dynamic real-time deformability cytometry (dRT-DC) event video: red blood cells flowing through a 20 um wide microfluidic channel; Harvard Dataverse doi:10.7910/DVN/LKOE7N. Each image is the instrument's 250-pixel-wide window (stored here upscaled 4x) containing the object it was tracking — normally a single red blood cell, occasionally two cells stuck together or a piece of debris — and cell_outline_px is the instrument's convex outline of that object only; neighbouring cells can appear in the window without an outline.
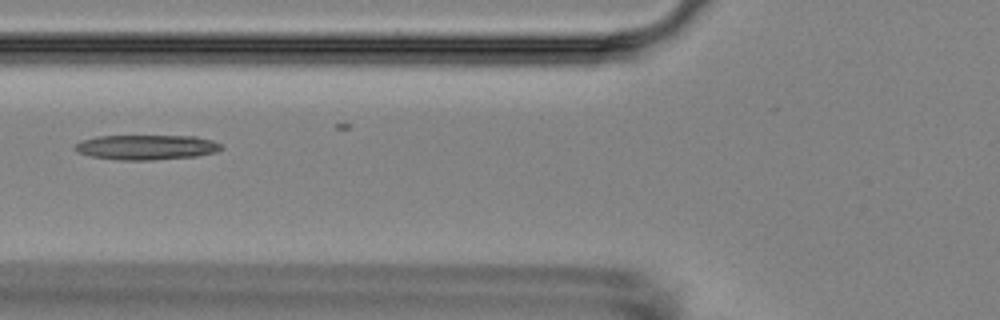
{"species": "Egyptian fruit bat (a non-hibernating species)", "species_latin": "Rousettus aegyptiacus", "temperature_condition": "room temperature", "stored_images_in_passage": 10, "camera_frame_rate_fps": 3000, "um_per_image_px": 0.085, "animal": {"sex": "female"}, "frame": {"image": 1, "passage_image": 7, "time_ms": 7.0, "image_size_px": [1000, 320], "cell_outline_px": [[224, 148], [216, 152], [196, 156], [152, 160], [120, 160], [92, 156], [76, 152], [72, 148], [80, 140], [96, 136], [196, 136], [212, 140], [224, 144]], "centroid_in_image_um": [12.46, 12.51], "position_along_channel_um": 113.3, "area_um2": 21.44}}
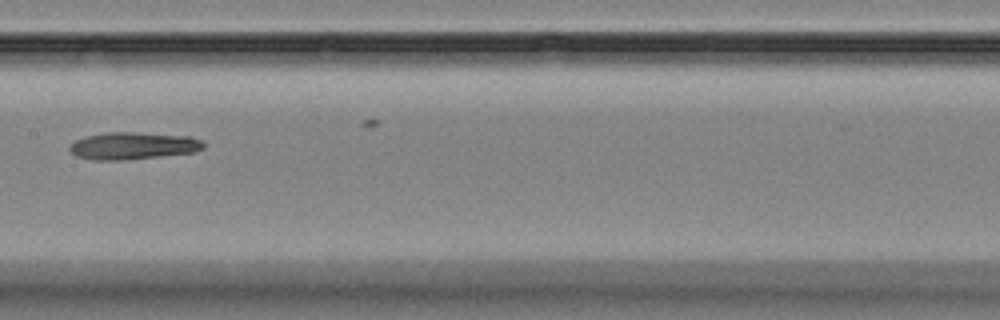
{"frame": {"image": 2, "passage_image": 9, "time_ms": 9.333, "image_size_px": [1000, 320], "cell_outline_px": [[204, 148], [192, 152], [160, 156], [124, 160], [92, 160], [76, 156], [68, 148], [68, 144], [84, 136], [104, 132], [136, 132], [192, 136], [204, 140]], "centroid_in_image_um": [11.29, 12.38], "position_along_channel_um": 196.1, "area_um2": 21.5}}